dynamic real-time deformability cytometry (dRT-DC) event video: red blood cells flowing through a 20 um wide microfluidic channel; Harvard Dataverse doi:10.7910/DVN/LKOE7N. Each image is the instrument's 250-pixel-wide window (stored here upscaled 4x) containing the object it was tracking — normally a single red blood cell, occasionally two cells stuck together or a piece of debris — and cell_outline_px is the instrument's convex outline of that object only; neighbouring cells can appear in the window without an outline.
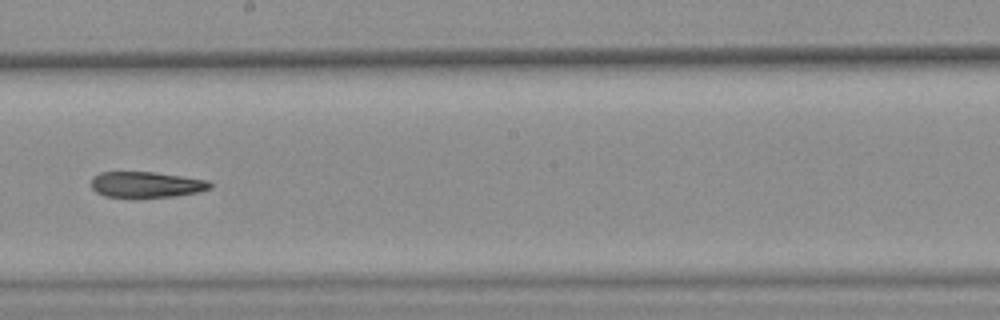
{"species": "common noctule bat (a hibernating species)", "species_latin": "Nyctalus noctula", "temperature_condition": "warm", "stored_images_in_passage": 9, "camera_frame_rate_fps": 3000, "um_per_image_px": 0.085, "animal": {"sex": "female", "body_mass_g": 25.1}, "frame": {"image": 1, "passage_image": 9, "time_ms": 2.667, "image_size_px": [1000, 320], "cell_outline_px": [[212, 188], [200, 192], [172, 196], [104, 196], [96, 192], [92, 188], [92, 176], [100, 172], [152, 172], [208, 180], [212, 184]], "centroid_in_image_um": [12.44, 15.67], "position_along_channel_um": 235.8, "area_um2": 17.57}}